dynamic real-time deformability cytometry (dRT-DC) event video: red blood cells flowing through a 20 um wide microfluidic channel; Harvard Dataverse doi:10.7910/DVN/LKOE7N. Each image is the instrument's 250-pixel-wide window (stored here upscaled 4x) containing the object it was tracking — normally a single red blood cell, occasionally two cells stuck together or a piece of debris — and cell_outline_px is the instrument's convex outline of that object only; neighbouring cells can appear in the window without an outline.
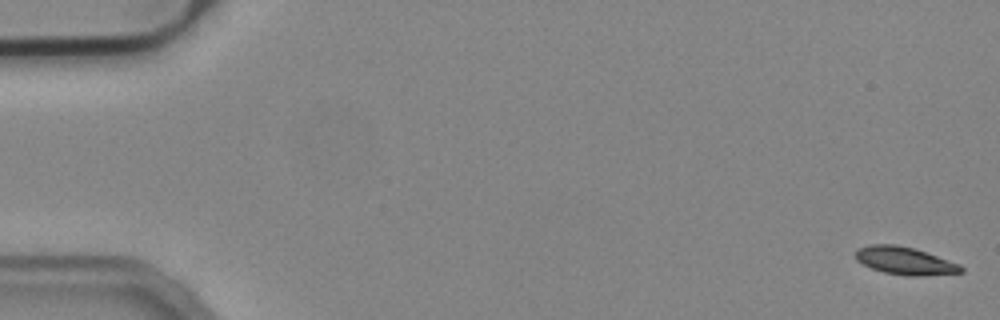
{"species": "common noctule bat (a hibernating species)", "species_latin": "Nyctalus noctula", "temperature_condition": "cold", "stored_images_in_passage": 54, "camera_frame_rate_fps": 3000, "um_per_image_px": 0.085, "animal": {"sex": "male", "body_mass_g": 19.2, "forearm_length_mm": 51.8}, "frame": {"image": 1, "passage_image": 1, "time_ms": 0.0, "image_size_px": [1000, 320], "cell_outline_px": [[964, 272], [924, 276], [908, 276], [884, 272], [872, 268], [856, 260], [856, 252], [860, 248], [872, 244], [896, 244], [912, 248], [960, 264], [964, 268]], "centroid_in_image_um": [76.94, 22.18], "position_along_channel_um": 8.1, "area_um2": 16.76}}
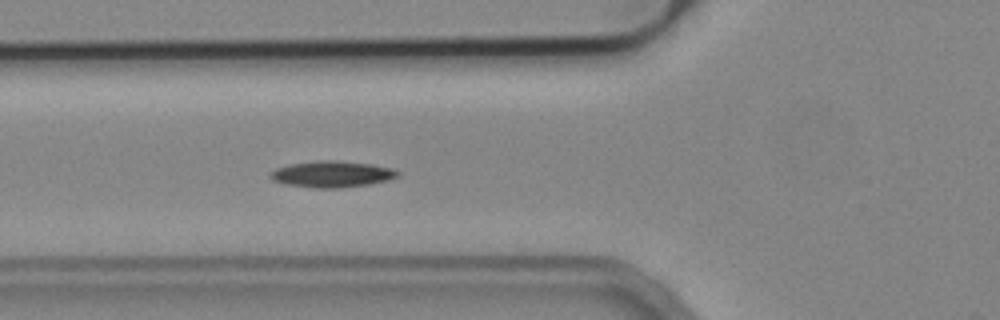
{"frame": {"image": 2, "passage_image": 20, "time_ms": 6.333, "image_size_px": [1000, 320], "cell_outline_px": [[400, 176], [388, 180], [368, 184], [336, 188], [312, 188], [288, 184], [272, 180], [268, 176], [276, 168], [288, 164], [316, 160], [336, 160], [372, 164], [392, 168], [400, 172]], "centroid_in_image_um": [28.22, 14.79], "position_along_channel_um": 97.6, "area_um2": 19.59}}
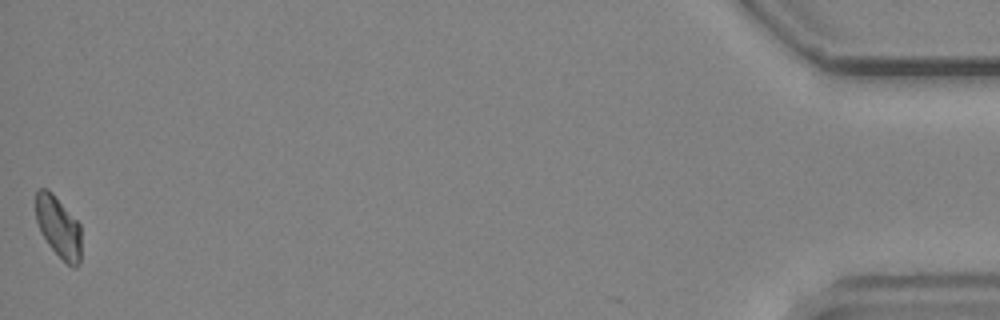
{"frame": {"image": 3, "passage_image": 54, "time_ms": 17.667, "image_size_px": [1000, 320], "cell_outline_px": [[80, 264], [76, 268], [72, 268], [48, 244], [40, 232], [36, 220], [36, 192], [40, 188], [48, 188], [52, 192], [80, 224]], "centroid_in_image_um": [4.96, 19.29], "position_along_channel_um": 430.2, "area_um2": 16.18}, "authors_computed_cell_mechanics": {"area_um2": 16.9932, "velocity_mm_per_s": 3.8021, "shape_relaxation_time_tau1_ms": 5.5698, "shape_relaxation_time_tau2_ms": null, "deformation_change_tau1": 0.12, "deformation_change_tau2": null}}